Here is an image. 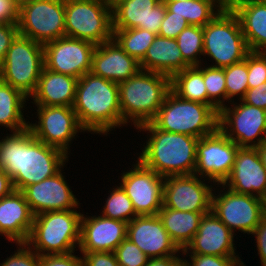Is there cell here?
Wrapping results in <instances>:
<instances>
[{"mask_svg":"<svg viewBox=\"0 0 266 266\" xmlns=\"http://www.w3.org/2000/svg\"><path fill=\"white\" fill-rule=\"evenodd\" d=\"M10 133L0 140V168L11 177L14 190L52 177L69 161L64 151L36 139L29 128Z\"/></svg>","mask_w":266,"mask_h":266,"instance_id":"cell-1","label":"cell"},{"mask_svg":"<svg viewBox=\"0 0 266 266\" xmlns=\"http://www.w3.org/2000/svg\"><path fill=\"white\" fill-rule=\"evenodd\" d=\"M82 128L95 134L108 135L120 128L122 113L118 83L87 72L77 81L72 106Z\"/></svg>","mask_w":266,"mask_h":266,"instance_id":"cell-2","label":"cell"},{"mask_svg":"<svg viewBox=\"0 0 266 266\" xmlns=\"http://www.w3.org/2000/svg\"><path fill=\"white\" fill-rule=\"evenodd\" d=\"M136 129L148 131L146 145L137 158L144 166L162 177L194 174L199 138L160 130L151 122Z\"/></svg>","mask_w":266,"mask_h":266,"instance_id":"cell-3","label":"cell"},{"mask_svg":"<svg viewBox=\"0 0 266 266\" xmlns=\"http://www.w3.org/2000/svg\"><path fill=\"white\" fill-rule=\"evenodd\" d=\"M118 88L122 122L126 126L131 122L138 128L156 116L171 90V77L140 69L128 80L118 83Z\"/></svg>","mask_w":266,"mask_h":266,"instance_id":"cell-4","label":"cell"},{"mask_svg":"<svg viewBox=\"0 0 266 266\" xmlns=\"http://www.w3.org/2000/svg\"><path fill=\"white\" fill-rule=\"evenodd\" d=\"M81 218L76 209L37 214L26 243L40 256L75 252L80 243Z\"/></svg>","mask_w":266,"mask_h":266,"instance_id":"cell-5","label":"cell"},{"mask_svg":"<svg viewBox=\"0 0 266 266\" xmlns=\"http://www.w3.org/2000/svg\"><path fill=\"white\" fill-rule=\"evenodd\" d=\"M218 119L212 106L182 99L170 90L151 123L160 130L201 138L218 129Z\"/></svg>","mask_w":266,"mask_h":266,"instance_id":"cell-6","label":"cell"},{"mask_svg":"<svg viewBox=\"0 0 266 266\" xmlns=\"http://www.w3.org/2000/svg\"><path fill=\"white\" fill-rule=\"evenodd\" d=\"M238 17L220 12L203 27V56L213 59L212 67L224 68L246 59L250 53Z\"/></svg>","mask_w":266,"mask_h":266,"instance_id":"cell-7","label":"cell"},{"mask_svg":"<svg viewBox=\"0 0 266 266\" xmlns=\"http://www.w3.org/2000/svg\"><path fill=\"white\" fill-rule=\"evenodd\" d=\"M65 32L95 45L113 39L112 5L108 0H65Z\"/></svg>","mask_w":266,"mask_h":266,"instance_id":"cell-8","label":"cell"},{"mask_svg":"<svg viewBox=\"0 0 266 266\" xmlns=\"http://www.w3.org/2000/svg\"><path fill=\"white\" fill-rule=\"evenodd\" d=\"M43 68V44L18 34L3 60L0 80L20 90L30 99Z\"/></svg>","mask_w":266,"mask_h":266,"instance_id":"cell-9","label":"cell"},{"mask_svg":"<svg viewBox=\"0 0 266 266\" xmlns=\"http://www.w3.org/2000/svg\"><path fill=\"white\" fill-rule=\"evenodd\" d=\"M17 26L19 35L43 45L65 37V0L21 2Z\"/></svg>","mask_w":266,"mask_h":266,"instance_id":"cell-10","label":"cell"},{"mask_svg":"<svg viewBox=\"0 0 266 266\" xmlns=\"http://www.w3.org/2000/svg\"><path fill=\"white\" fill-rule=\"evenodd\" d=\"M237 103L219 111L218 128L239 147L257 148L266 142V110Z\"/></svg>","mask_w":266,"mask_h":266,"instance_id":"cell-11","label":"cell"},{"mask_svg":"<svg viewBox=\"0 0 266 266\" xmlns=\"http://www.w3.org/2000/svg\"><path fill=\"white\" fill-rule=\"evenodd\" d=\"M216 185L220 188L222 186L225 192L219 191V189H217L218 192H213L211 211L235 235L236 230L250 235L264 217L262 199L249 194L233 192L222 184Z\"/></svg>","mask_w":266,"mask_h":266,"instance_id":"cell-12","label":"cell"},{"mask_svg":"<svg viewBox=\"0 0 266 266\" xmlns=\"http://www.w3.org/2000/svg\"><path fill=\"white\" fill-rule=\"evenodd\" d=\"M239 148L219 128L199 138L194 175L208 179L206 183L222 184L233 169Z\"/></svg>","mask_w":266,"mask_h":266,"instance_id":"cell-13","label":"cell"},{"mask_svg":"<svg viewBox=\"0 0 266 266\" xmlns=\"http://www.w3.org/2000/svg\"><path fill=\"white\" fill-rule=\"evenodd\" d=\"M36 107L39 121L34 124L29 121L28 128L31 133L46 145L59 148L70 155L68 150L72 139L77 137L78 132H86L80 125L73 108L57 105Z\"/></svg>","mask_w":266,"mask_h":266,"instance_id":"cell-14","label":"cell"},{"mask_svg":"<svg viewBox=\"0 0 266 266\" xmlns=\"http://www.w3.org/2000/svg\"><path fill=\"white\" fill-rule=\"evenodd\" d=\"M96 45L85 40L62 37L43 45L44 68L77 79L92 69Z\"/></svg>","mask_w":266,"mask_h":266,"instance_id":"cell-15","label":"cell"},{"mask_svg":"<svg viewBox=\"0 0 266 266\" xmlns=\"http://www.w3.org/2000/svg\"><path fill=\"white\" fill-rule=\"evenodd\" d=\"M202 179L194 174L165 177L163 206L185 212H211L216 184L208 185V179Z\"/></svg>","mask_w":266,"mask_h":266,"instance_id":"cell-16","label":"cell"},{"mask_svg":"<svg viewBox=\"0 0 266 266\" xmlns=\"http://www.w3.org/2000/svg\"><path fill=\"white\" fill-rule=\"evenodd\" d=\"M133 168L121 173L122 188L131 199L138 215H156L163 206L165 177L136 160Z\"/></svg>","mask_w":266,"mask_h":266,"instance_id":"cell-17","label":"cell"},{"mask_svg":"<svg viewBox=\"0 0 266 266\" xmlns=\"http://www.w3.org/2000/svg\"><path fill=\"white\" fill-rule=\"evenodd\" d=\"M63 168L39 183L25 187L23 193L32 213L35 215L50 211L80 208V202L62 173Z\"/></svg>","mask_w":266,"mask_h":266,"instance_id":"cell-18","label":"cell"},{"mask_svg":"<svg viewBox=\"0 0 266 266\" xmlns=\"http://www.w3.org/2000/svg\"><path fill=\"white\" fill-rule=\"evenodd\" d=\"M127 238L149 258L177 255L182 252L173 242L162 220L156 215H138L127 224Z\"/></svg>","mask_w":266,"mask_h":266,"instance_id":"cell-19","label":"cell"},{"mask_svg":"<svg viewBox=\"0 0 266 266\" xmlns=\"http://www.w3.org/2000/svg\"><path fill=\"white\" fill-rule=\"evenodd\" d=\"M222 185L239 194L263 198L266 194V171L257 148L240 147L233 169Z\"/></svg>","mask_w":266,"mask_h":266,"instance_id":"cell-20","label":"cell"},{"mask_svg":"<svg viewBox=\"0 0 266 266\" xmlns=\"http://www.w3.org/2000/svg\"><path fill=\"white\" fill-rule=\"evenodd\" d=\"M83 213L80 230V252H114L127 238V222L103 215L87 216Z\"/></svg>","mask_w":266,"mask_h":266,"instance_id":"cell-21","label":"cell"},{"mask_svg":"<svg viewBox=\"0 0 266 266\" xmlns=\"http://www.w3.org/2000/svg\"><path fill=\"white\" fill-rule=\"evenodd\" d=\"M235 234L211 211L204 214L197 233L181 255L239 256Z\"/></svg>","mask_w":266,"mask_h":266,"instance_id":"cell-22","label":"cell"},{"mask_svg":"<svg viewBox=\"0 0 266 266\" xmlns=\"http://www.w3.org/2000/svg\"><path fill=\"white\" fill-rule=\"evenodd\" d=\"M165 13L160 0H119L112 6L113 29L140 28L158 35Z\"/></svg>","mask_w":266,"mask_h":266,"instance_id":"cell-23","label":"cell"},{"mask_svg":"<svg viewBox=\"0 0 266 266\" xmlns=\"http://www.w3.org/2000/svg\"><path fill=\"white\" fill-rule=\"evenodd\" d=\"M139 70V62L129 56L114 39L96 45L91 69L94 75L120 83L134 76Z\"/></svg>","mask_w":266,"mask_h":266,"instance_id":"cell-24","label":"cell"},{"mask_svg":"<svg viewBox=\"0 0 266 266\" xmlns=\"http://www.w3.org/2000/svg\"><path fill=\"white\" fill-rule=\"evenodd\" d=\"M34 214L23 193L13 190L0 199V235L14 243H26L32 230Z\"/></svg>","mask_w":266,"mask_h":266,"instance_id":"cell-25","label":"cell"},{"mask_svg":"<svg viewBox=\"0 0 266 266\" xmlns=\"http://www.w3.org/2000/svg\"><path fill=\"white\" fill-rule=\"evenodd\" d=\"M78 79L43 68L37 88L30 96L36 106L72 107Z\"/></svg>","mask_w":266,"mask_h":266,"instance_id":"cell-26","label":"cell"},{"mask_svg":"<svg viewBox=\"0 0 266 266\" xmlns=\"http://www.w3.org/2000/svg\"><path fill=\"white\" fill-rule=\"evenodd\" d=\"M140 69L172 77L175 73L190 67L183 59L176 39L157 35L139 62Z\"/></svg>","mask_w":266,"mask_h":266,"instance_id":"cell-27","label":"cell"},{"mask_svg":"<svg viewBox=\"0 0 266 266\" xmlns=\"http://www.w3.org/2000/svg\"><path fill=\"white\" fill-rule=\"evenodd\" d=\"M232 11L238 17L249 50L262 52L266 48V4L236 0Z\"/></svg>","mask_w":266,"mask_h":266,"instance_id":"cell-28","label":"cell"},{"mask_svg":"<svg viewBox=\"0 0 266 266\" xmlns=\"http://www.w3.org/2000/svg\"><path fill=\"white\" fill-rule=\"evenodd\" d=\"M209 212H185L162 206L158 216L173 242L182 251L197 233L201 219Z\"/></svg>","mask_w":266,"mask_h":266,"instance_id":"cell-29","label":"cell"},{"mask_svg":"<svg viewBox=\"0 0 266 266\" xmlns=\"http://www.w3.org/2000/svg\"><path fill=\"white\" fill-rule=\"evenodd\" d=\"M26 100L20 90L0 80V126L11 132H19L28 128L29 122L24 118Z\"/></svg>","mask_w":266,"mask_h":266,"instance_id":"cell-30","label":"cell"},{"mask_svg":"<svg viewBox=\"0 0 266 266\" xmlns=\"http://www.w3.org/2000/svg\"><path fill=\"white\" fill-rule=\"evenodd\" d=\"M202 65L191 66L175 73L171 77V90L182 99L208 105Z\"/></svg>","mask_w":266,"mask_h":266,"instance_id":"cell-31","label":"cell"},{"mask_svg":"<svg viewBox=\"0 0 266 266\" xmlns=\"http://www.w3.org/2000/svg\"><path fill=\"white\" fill-rule=\"evenodd\" d=\"M164 3L170 12L174 13V15L184 17L189 25L201 27H204L221 12L217 7L206 0H181Z\"/></svg>","mask_w":266,"mask_h":266,"instance_id":"cell-32","label":"cell"},{"mask_svg":"<svg viewBox=\"0 0 266 266\" xmlns=\"http://www.w3.org/2000/svg\"><path fill=\"white\" fill-rule=\"evenodd\" d=\"M157 35L144 29H113V39L129 55L140 62Z\"/></svg>","mask_w":266,"mask_h":266,"instance_id":"cell-33","label":"cell"},{"mask_svg":"<svg viewBox=\"0 0 266 266\" xmlns=\"http://www.w3.org/2000/svg\"><path fill=\"white\" fill-rule=\"evenodd\" d=\"M176 41L184 61L191 66L202 64L203 56V27L189 25L176 37Z\"/></svg>","mask_w":266,"mask_h":266,"instance_id":"cell-34","label":"cell"},{"mask_svg":"<svg viewBox=\"0 0 266 266\" xmlns=\"http://www.w3.org/2000/svg\"><path fill=\"white\" fill-rule=\"evenodd\" d=\"M116 187V188H115ZM105 200L102 209L103 216L111 219H117L124 222H130L138 214L135 212L131 199L127 196L126 191L121 185H115Z\"/></svg>","mask_w":266,"mask_h":266,"instance_id":"cell-35","label":"cell"},{"mask_svg":"<svg viewBox=\"0 0 266 266\" xmlns=\"http://www.w3.org/2000/svg\"><path fill=\"white\" fill-rule=\"evenodd\" d=\"M203 80L207 90L208 105L212 106L219 113V111L226 106L224 69L203 65Z\"/></svg>","mask_w":266,"mask_h":266,"instance_id":"cell-36","label":"cell"},{"mask_svg":"<svg viewBox=\"0 0 266 266\" xmlns=\"http://www.w3.org/2000/svg\"><path fill=\"white\" fill-rule=\"evenodd\" d=\"M223 69L226 81V102H234L235 96L238 100H242L248 90V55L245 60Z\"/></svg>","mask_w":266,"mask_h":266,"instance_id":"cell-37","label":"cell"},{"mask_svg":"<svg viewBox=\"0 0 266 266\" xmlns=\"http://www.w3.org/2000/svg\"><path fill=\"white\" fill-rule=\"evenodd\" d=\"M119 266H145L149 257L128 238L123 240L114 251Z\"/></svg>","mask_w":266,"mask_h":266,"instance_id":"cell-38","label":"cell"},{"mask_svg":"<svg viewBox=\"0 0 266 266\" xmlns=\"http://www.w3.org/2000/svg\"><path fill=\"white\" fill-rule=\"evenodd\" d=\"M184 266H246L239 256H216L189 254Z\"/></svg>","mask_w":266,"mask_h":266,"instance_id":"cell-39","label":"cell"},{"mask_svg":"<svg viewBox=\"0 0 266 266\" xmlns=\"http://www.w3.org/2000/svg\"><path fill=\"white\" fill-rule=\"evenodd\" d=\"M266 82V57L262 52L248 54V89Z\"/></svg>","mask_w":266,"mask_h":266,"instance_id":"cell-40","label":"cell"},{"mask_svg":"<svg viewBox=\"0 0 266 266\" xmlns=\"http://www.w3.org/2000/svg\"><path fill=\"white\" fill-rule=\"evenodd\" d=\"M15 253L4 259L0 266H40V255L27 243H16Z\"/></svg>","mask_w":266,"mask_h":266,"instance_id":"cell-41","label":"cell"},{"mask_svg":"<svg viewBox=\"0 0 266 266\" xmlns=\"http://www.w3.org/2000/svg\"><path fill=\"white\" fill-rule=\"evenodd\" d=\"M189 26L187 20L184 17L174 15L166 8L161 28L158 35L165 38L176 39L182 30Z\"/></svg>","mask_w":266,"mask_h":266,"instance_id":"cell-42","label":"cell"},{"mask_svg":"<svg viewBox=\"0 0 266 266\" xmlns=\"http://www.w3.org/2000/svg\"><path fill=\"white\" fill-rule=\"evenodd\" d=\"M83 266H119L114 252H80Z\"/></svg>","mask_w":266,"mask_h":266,"instance_id":"cell-43","label":"cell"},{"mask_svg":"<svg viewBox=\"0 0 266 266\" xmlns=\"http://www.w3.org/2000/svg\"><path fill=\"white\" fill-rule=\"evenodd\" d=\"M40 266H83L82 257L69 254H55L40 256Z\"/></svg>","mask_w":266,"mask_h":266,"instance_id":"cell-44","label":"cell"},{"mask_svg":"<svg viewBox=\"0 0 266 266\" xmlns=\"http://www.w3.org/2000/svg\"><path fill=\"white\" fill-rule=\"evenodd\" d=\"M19 34L17 24L0 23V69L12 41Z\"/></svg>","mask_w":266,"mask_h":266,"instance_id":"cell-45","label":"cell"},{"mask_svg":"<svg viewBox=\"0 0 266 266\" xmlns=\"http://www.w3.org/2000/svg\"><path fill=\"white\" fill-rule=\"evenodd\" d=\"M19 5L16 0H0V23L17 24Z\"/></svg>","mask_w":266,"mask_h":266,"instance_id":"cell-46","label":"cell"},{"mask_svg":"<svg viewBox=\"0 0 266 266\" xmlns=\"http://www.w3.org/2000/svg\"><path fill=\"white\" fill-rule=\"evenodd\" d=\"M242 101L246 104L266 110V82L248 89Z\"/></svg>","mask_w":266,"mask_h":266,"instance_id":"cell-47","label":"cell"},{"mask_svg":"<svg viewBox=\"0 0 266 266\" xmlns=\"http://www.w3.org/2000/svg\"><path fill=\"white\" fill-rule=\"evenodd\" d=\"M256 237V247L261 266H266V217H263L255 230L251 233Z\"/></svg>","mask_w":266,"mask_h":266,"instance_id":"cell-48","label":"cell"},{"mask_svg":"<svg viewBox=\"0 0 266 266\" xmlns=\"http://www.w3.org/2000/svg\"><path fill=\"white\" fill-rule=\"evenodd\" d=\"M145 266H184V258H180L178 254L159 258H149Z\"/></svg>","mask_w":266,"mask_h":266,"instance_id":"cell-49","label":"cell"},{"mask_svg":"<svg viewBox=\"0 0 266 266\" xmlns=\"http://www.w3.org/2000/svg\"><path fill=\"white\" fill-rule=\"evenodd\" d=\"M14 190L11 177L0 168V199Z\"/></svg>","mask_w":266,"mask_h":266,"instance_id":"cell-50","label":"cell"},{"mask_svg":"<svg viewBox=\"0 0 266 266\" xmlns=\"http://www.w3.org/2000/svg\"><path fill=\"white\" fill-rule=\"evenodd\" d=\"M217 7L221 12H231L236 0H206Z\"/></svg>","mask_w":266,"mask_h":266,"instance_id":"cell-51","label":"cell"},{"mask_svg":"<svg viewBox=\"0 0 266 266\" xmlns=\"http://www.w3.org/2000/svg\"><path fill=\"white\" fill-rule=\"evenodd\" d=\"M261 161L266 171V142L257 147Z\"/></svg>","mask_w":266,"mask_h":266,"instance_id":"cell-52","label":"cell"},{"mask_svg":"<svg viewBox=\"0 0 266 266\" xmlns=\"http://www.w3.org/2000/svg\"><path fill=\"white\" fill-rule=\"evenodd\" d=\"M262 201H263V213H264V217H266V194L262 198Z\"/></svg>","mask_w":266,"mask_h":266,"instance_id":"cell-53","label":"cell"},{"mask_svg":"<svg viewBox=\"0 0 266 266\" xmlns=\"http://www.w3.org/2000/svg\"><path fill=\"white\" fill-rule=\"evenodd\" d=\"M162 2H177V1H181V0H160Z\"/></svg>","mask_w":266,"mask_h":266,"instance_id":"cell-54","label":"cell"},{"mask_svg":"<svg viewBox=\"0 0 266 266\" xmlns=\"http://www.w3.org/2000/svg\"><path fill=\"white\" fill-rule=\"evenodd\" d=\"M253 1H256V2L262 3V4H266V0H253Z\"/></svg>","mask_w":266,"mask_h":266,"instance_id":"cell-55","label":"cell"},{"mask_svg":"<svg viewBox=\"0 0 266 266\" xmlns=\"http://www.w3.org/2000/svg\"><path fill=\"white\" fill-rule=\"evenodd\" d=\"M110 2V4L113 6L117 1L119 0H108Z\"/></svg>","mask_w":266,"mask_h":266,"instance_id":"cell-56","label":"cell"},{"mask_svg":"<svg viewBox=\"0 0 266 266\" xmlns=\"http://www.w3.org/2000/svg\"><path fill=\"white\" fill-rule=\"evenodd\" d=\"M16 1L20 4L21 2H24L26 0H16Z\"/></svg>","mask_w":266,"mask_h":266,"instance_id":"cell-57","label":"cell"},{"mask_svg":"<svg viewBox=\"0 0 266 266\" xmlns=\"http://www.w3.org/2000/svg\"><path fill=\"white\" fill-rule=\"evenodd\" d=\"M262 53L265 55L266 57V48L262 51Z\"/></svg>","mask_w":266,"mask_h":266,"instance_id":"cell-58","label":"cell"}]
</instances>
